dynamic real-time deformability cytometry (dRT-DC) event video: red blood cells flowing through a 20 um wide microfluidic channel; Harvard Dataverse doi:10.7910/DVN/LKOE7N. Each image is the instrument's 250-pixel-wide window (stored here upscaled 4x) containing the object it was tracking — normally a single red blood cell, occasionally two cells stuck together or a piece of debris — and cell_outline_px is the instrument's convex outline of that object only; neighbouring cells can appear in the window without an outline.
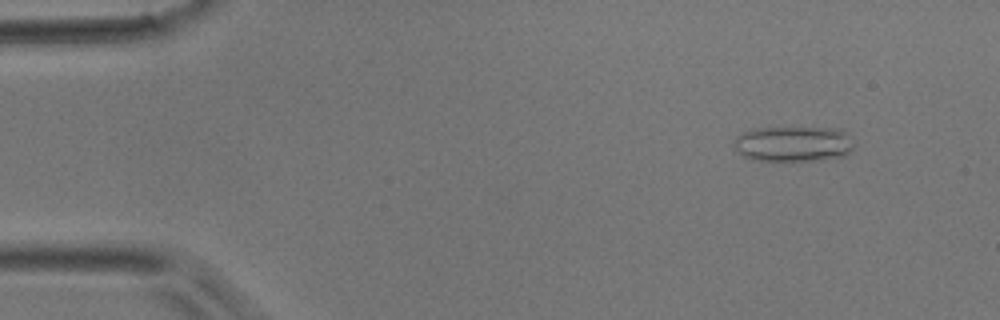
{"species": "common noctule bat (a hibernating species)", "species_latin": "Nyctalus noctula", "temperature_condition": "room temperature", "stored_images_in_passage": 42, "camera_frame_rate_fps": 3000, "um_per_image_px": 0.085, "animal": {"sex": "male", "body_mass_g": 17.9}, "frame": {"image": 1, "passage_image": 1, "time_ms": 0.0, "image_size_px": [1000, 320], "cell_outline_px": [[856, 144], [852, 152], [844, 156], [816, 160], [752, 160], [736, 152], [732, 144], [736, 136], [744, 132], [756, 128], [840, 128]], "centroid_in_image_um": [67.44, 12.23], "position_along_channel_um": 17.6, "area_um2": 24.97}}
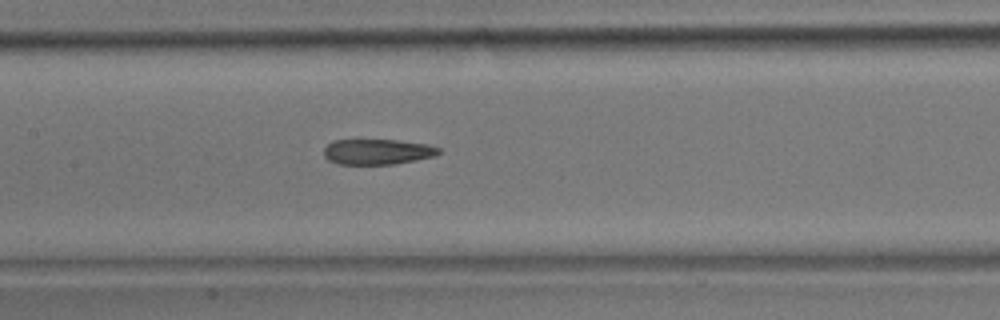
{"frame": {"image": 2, "passage_image": 18, "time_ms": 5.667, "image_size_px": [1000, 320], "cell_outline_px": [[440, 152], [436, 156], [392, 164], [336, 164], [328, 160], [324, 156], [324, 148], [332, 140], [396, 140], [428, 144], [440, 148]], "centroid_in_image_um": [32.06, 12.9], "position_along_channel_um": 175.3, "area_um2": 17.05}}
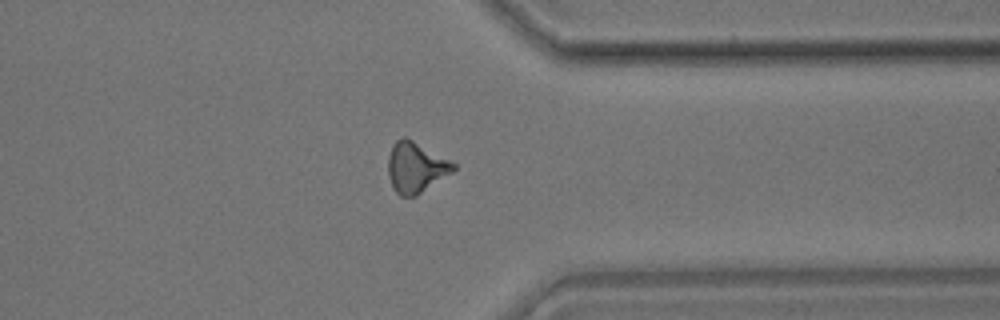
{"frame": {"image": 3, "passage_image": 32, "time_ms": 10.333, "image_size_px": [1000, 320], "cell_outline_px": [[456, 168], [452, 172], [416, 196], [400, 196], [392, 188], [388, 176], [388, 156], [396, 140], [404, 136], [412, 140], [456, 164]], "centroid_in_image_um": [35.31, 14.24], "position_along_channel_um": 376.1, "area_um2": 18.96}}